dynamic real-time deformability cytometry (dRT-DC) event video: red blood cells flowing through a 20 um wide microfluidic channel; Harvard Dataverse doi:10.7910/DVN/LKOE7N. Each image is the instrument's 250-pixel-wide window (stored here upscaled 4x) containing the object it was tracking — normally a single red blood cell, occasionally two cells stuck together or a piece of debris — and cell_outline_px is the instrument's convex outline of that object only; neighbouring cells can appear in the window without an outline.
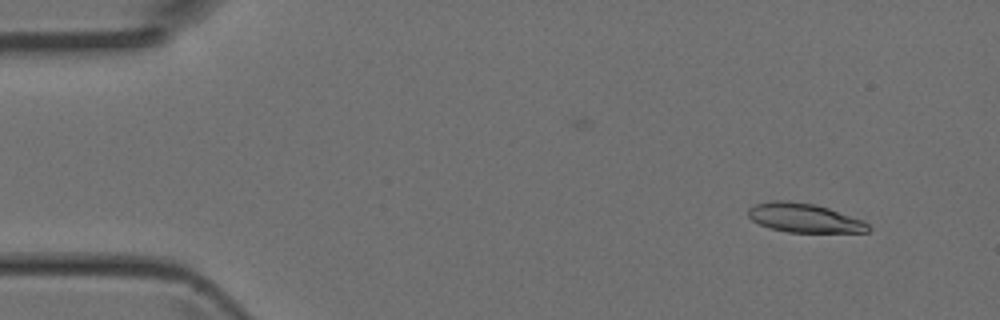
{"species": "Egyptian fruit bat (a non-hibernating species)", "species_latin": "Rousettus aegyptiacus", "temperature_condition": "room temperature", "stored_images_in_passage": 3, "camera_frame_rate_fps": 3000, "um_per_image_px": 0.085, "animal": {"sex": "female"}, "frame": {"image": 1, "passage_image": 1, "time_ms": 0.0, "image_size_px": [1000, 320], "cell_outline_px": [[872, 228], [868, 232], [788, 232], [768, 228], [752, 220], [748, 216], [748, 208], [756, 204], [772, 200], [788, 200], [816, 204], [864, 220]], "centroid_in_image_um": [68.37, 18.52], "position_along_channel_um": 16.6, "area_um2": 20.46}}